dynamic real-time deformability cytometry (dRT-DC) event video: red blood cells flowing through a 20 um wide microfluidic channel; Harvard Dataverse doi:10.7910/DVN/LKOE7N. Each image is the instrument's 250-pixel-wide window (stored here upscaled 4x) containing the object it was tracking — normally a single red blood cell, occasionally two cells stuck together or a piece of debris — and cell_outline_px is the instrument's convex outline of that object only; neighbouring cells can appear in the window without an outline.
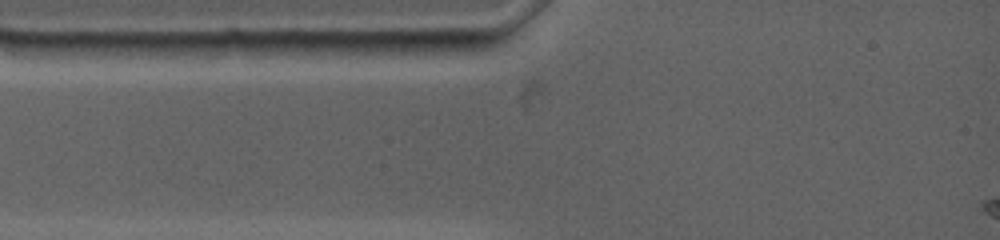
{"species": "common noctule bat (a hibernating species)", "species_latin": "Nyctalus noctula", "temperature_condition": "warm", "stored_images_in_passage": 2, "segment_of_instrument_passage": [1, 2], "camera_frame_rate_fps": 4500, "um_per_image_px": 0.085, "animal": {"sex": "female", "body_mass_g": 19.0, "forearm_length_mm": 53.3}, "frame": {"image": 1, "passage_image": 1, "time_ms": 0.0, "image_size_px": [1000, 240], "cell_outline_px": [[192, 44], [184, 52], [164, 60], [44, 60], [40, 44]], "centroid_in_image_um": [9.5, 4.39], "position_along_channel_um": 75.5, "area_um2": 16.07}}